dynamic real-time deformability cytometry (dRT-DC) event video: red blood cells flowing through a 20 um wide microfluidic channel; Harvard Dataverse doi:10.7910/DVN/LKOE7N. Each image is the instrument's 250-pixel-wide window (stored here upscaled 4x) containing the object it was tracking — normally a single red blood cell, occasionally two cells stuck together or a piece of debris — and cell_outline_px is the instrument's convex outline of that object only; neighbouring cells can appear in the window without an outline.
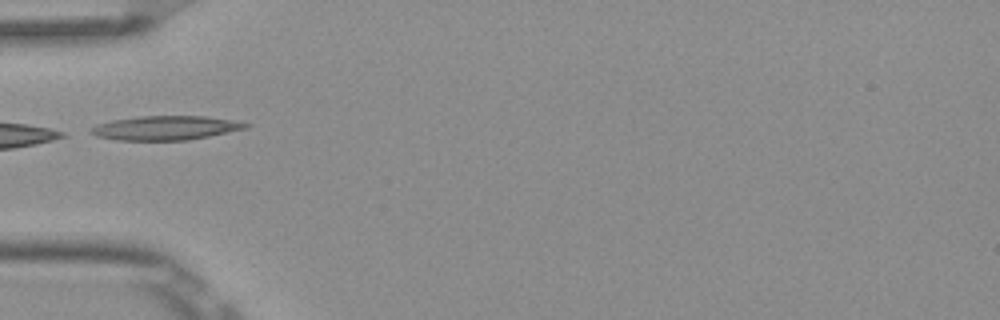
{"species": "Egyptian fruit bat (a non-hibernating species)", "species_latin": "Rousettus aegyptiacus", "temperature_condition": "room temperature", "stored_images_in_passage": 1, "camera_frame_rate_fps": 3000, "um_per_image_px": 0.085, "frame": {"image": 1, "passage_image": 1, "time_ms": 0.0, "image_size_px": [1000, 320], "cell_outline_px": [[252, 124], [244, 128], [208, 136], [188, 140], [116, 140], [96, 136], [88, 132], [96, 124], [112, 120], [140, 116], [204, 116]], "centroid_in_image_um": [13.98, 10.87], "position_along_channel_um": 71.0, "area_um2": 21.44}}